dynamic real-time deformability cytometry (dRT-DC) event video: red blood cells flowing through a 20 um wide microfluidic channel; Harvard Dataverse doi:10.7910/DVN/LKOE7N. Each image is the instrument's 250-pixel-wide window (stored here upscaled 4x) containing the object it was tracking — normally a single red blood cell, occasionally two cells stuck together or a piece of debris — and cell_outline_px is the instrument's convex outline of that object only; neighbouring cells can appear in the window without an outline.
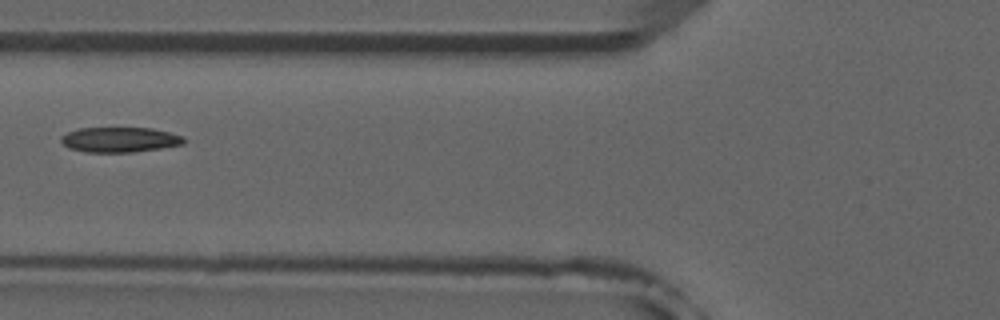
{"species": "common noctule bat (a hibernating species)", "species_latin": "Nyctalus noctula", "temperature_condition": "room temperature", "stored_images_in_passage": 5, "camera_frame_rate_fps": 3000, "um_per_image_px": 0.085, "animal": {"sex": "male", "forearm_length_mm": 52.5}, "frame": {"image": 1, "passage_image": 5, "time_ms": 5.667, "image_size_px": [1000, 320], "cell_outline_px": [[188, 140], [184, 144], [160, 148], [132, 152], [84, 152], [68, 148], [60, 140], [60, 136], [68, 132], [80, 128], [152, 128], [184, 136]], "centroid_in_image_um": [10.19, 11.87], "position_along_channel_um": 115.6, "area_um2": 18.03}}